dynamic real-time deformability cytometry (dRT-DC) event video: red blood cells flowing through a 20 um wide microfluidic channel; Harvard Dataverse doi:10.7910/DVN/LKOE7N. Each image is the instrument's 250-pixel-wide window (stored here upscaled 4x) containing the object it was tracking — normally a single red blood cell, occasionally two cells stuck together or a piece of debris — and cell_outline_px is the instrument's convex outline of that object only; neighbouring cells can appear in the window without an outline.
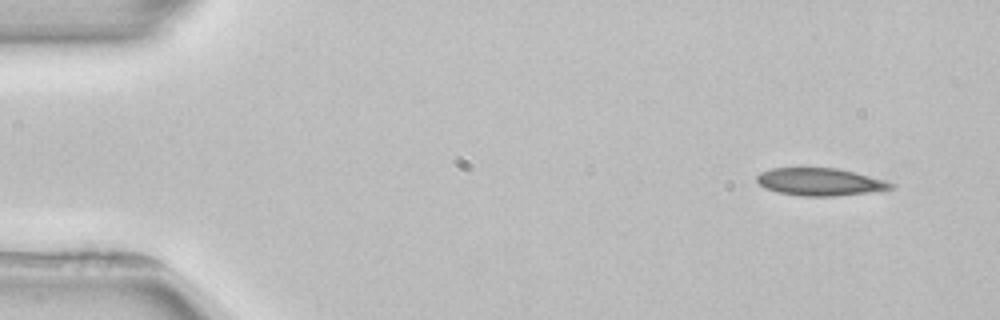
{"species": "common noctule bat (a hibernating species)", "species_latin": "Nyctalus noctula", "temperature_condition": "room temperature", "stored_images_in_passage": 3, "camera_frame_rate_fps": 3000, "um_per_image_px": 0.085, "animal": {"sex": "female", "body_mass_g": 22.7, "forearm_length_mm": 54.2}, "frame": {"image": 1, "passage_image": 1, "time_ms": 0.0, "image_size_px": [1000, 320], "cell_outline_px": [[896, 188], [868, 192], [836, 196], [800, 196], [780, 192], [764, 188], [756, 180], [756, 176], [760, 172], [772, 168], [836, 168], [856, 172], [884, 180], [896, 184]], "centroid_in_image_um": [69.71, 15.45], "position_along_channel_um": 15.3, "area_um2": 21.5}}